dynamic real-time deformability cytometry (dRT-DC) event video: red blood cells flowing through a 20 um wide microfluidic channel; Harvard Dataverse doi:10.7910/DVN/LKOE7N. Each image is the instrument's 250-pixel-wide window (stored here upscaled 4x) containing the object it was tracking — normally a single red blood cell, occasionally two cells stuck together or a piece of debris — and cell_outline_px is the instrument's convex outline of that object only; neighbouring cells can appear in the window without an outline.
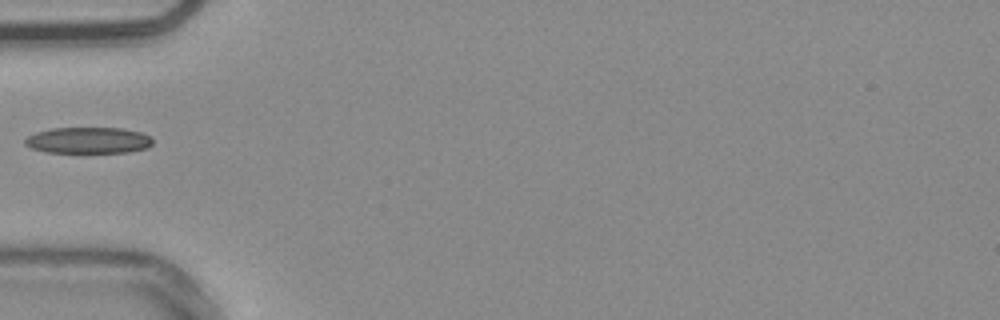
{"species": "common noctule bat (a hibernating species)", "species_latin": "Nyctalus noctula", "temperature_condition": "warm", "stored_images_in_passage": 9, "camera_frame_rate_fps": 3000, "um_per_image_px": 0.085, "animal": {"sex": "male", "body_mass_g": 20.4}, "frame": {"image": 1, "passage_image": 1, "time_ms": 0.0, "image_size_px": [1000, 320], "cell_outline_px": [[152, 144], [148, 148], [128, 152], [44, 152], [32, 148], [24, 144], [24, 140], [28, 136], [36, 132], [52, 128], [120, 128], [140, 132], [148, 136], [152, 140]], "centroid_in_image_um": [7.49, 11.93], "position_along_channel_um": 77.5, "area_um2": 19.42}}